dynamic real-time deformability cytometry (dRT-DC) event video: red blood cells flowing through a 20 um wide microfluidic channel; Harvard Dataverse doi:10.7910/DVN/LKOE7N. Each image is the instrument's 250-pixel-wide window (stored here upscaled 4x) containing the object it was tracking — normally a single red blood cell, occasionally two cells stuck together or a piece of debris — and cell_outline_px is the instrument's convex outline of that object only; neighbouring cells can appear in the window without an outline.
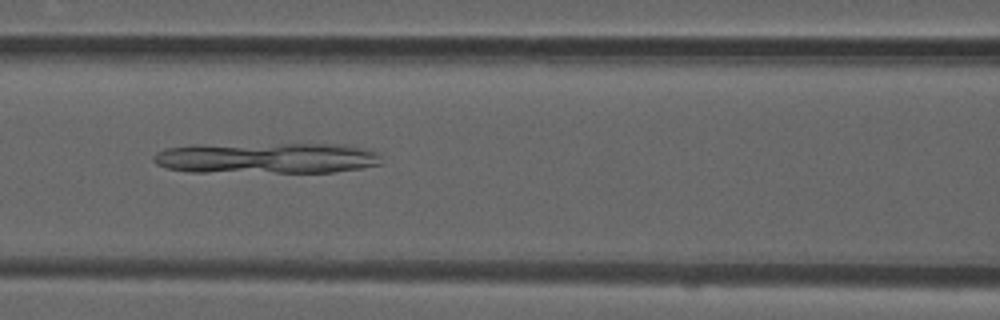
{"species": "common noctule bat (a hibernating species)", "species_latin": "Nyctalus noctula", "temperature_condition": "room temperature", "stored_images_in_passage": 35, "camera_frame_rate_fps": 3000, "um_per_image_px": 0.085, "animal": {"sex": "male", "forearm_length_mm": 52.5}, "frame": {"image": 1, "passage_image": 8, "time_ms": 2.333, "image_size_px": [1000, 320], "cell_outline_px": [[384, 164], [360, 168], [332, 172], [188, 172], [164, 168], [156, 164], [152, 160], [152, 156], [156, 152], [164, 148], [192, 144], [348, 144], [380, 152]], "centroid_in_image_um": [22.64, 13.42], "position_along_channel_um": 144.0, "area_um2": 42.14}}
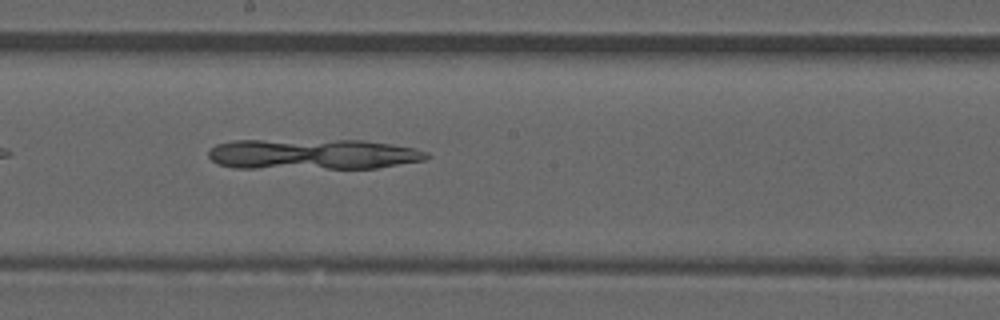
{"frame": {"image": 2, "passage_image": 14, "time_ms": 4.333, "image_size_px": [1000, 320], "cell_outline_px": [[432, 156], [428, 160], [376, 168], [232, 168], [216, 164], [208, 156], [208, 152], [216, 144], [236, 140], [364, 140], [392, 144], [412, 148], [428, 152]], "centroid_in_image_um": [26.6, 13.11], "position_along_channel_um": 221.6, "area_um2": 39.25}}
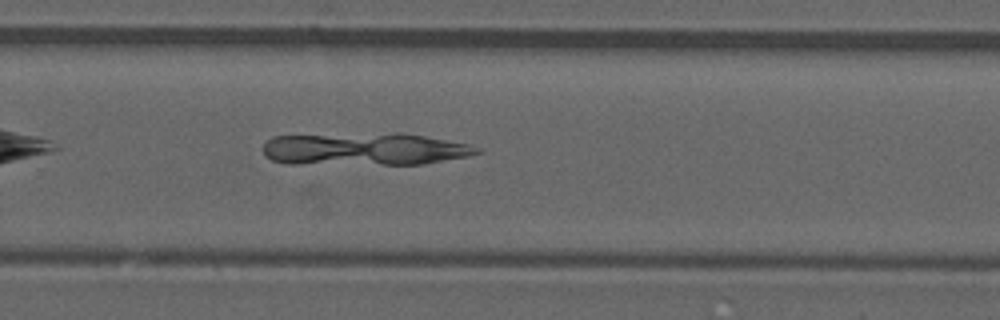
{"frame": {"image": 3, "passage_image": 20, "time_ms": 6.333, "image_size_px": [1000, 320], "cell_outline_px": [[480, 152], [468, 156], [420, 164], [284, 164], [272, 160], [264, 156], [264, 144], [272, 136], [392, 132], [396, 132], [424, 136], [468, 144], [480, 148]], "centroid_in_image_um": [30.93, 12.67], "position_along_channel_um": 298.9, "area_um2": 40.81}}